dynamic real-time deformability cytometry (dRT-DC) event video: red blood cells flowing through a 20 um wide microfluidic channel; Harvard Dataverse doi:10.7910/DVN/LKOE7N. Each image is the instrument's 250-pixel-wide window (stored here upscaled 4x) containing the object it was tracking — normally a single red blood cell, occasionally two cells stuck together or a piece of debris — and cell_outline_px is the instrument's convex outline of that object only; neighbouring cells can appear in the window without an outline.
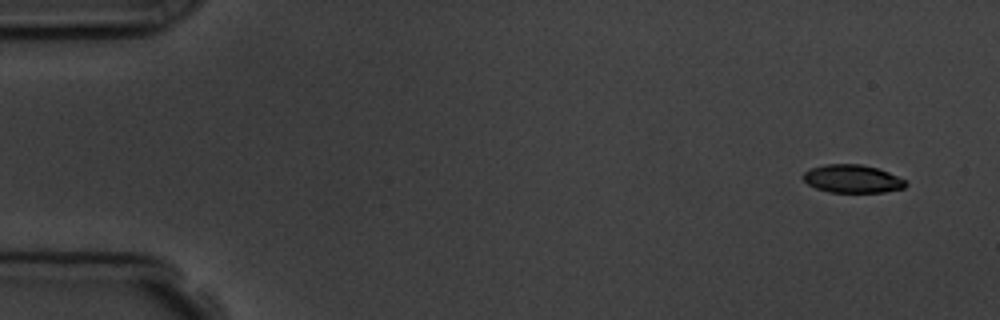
{"species": "common noctule bat (a hibernating species)", "species_latin": "Nyctalus noctula", "temperature_condition": "room temperature", "stored_images_in_passage": 11, "camera_frame_rate_fps": 3000, "um_per_image_px": 0.085, "animal": {"sex": "male", "body_mass_g": 19.5, "forearm_length_mm": 54.6}, "frame": {"image": 1, "passage_image": 1, "time_ms": 0.0, "image_size_px": [1000, 320], "cell_outline_px": [[908, 184], [904, 188], [884, 192], [828, 192], [816, 188], [808, 184], [804, 180], [804, 172], [812, 168], [824, 164], [860, 164], [876, 168], [888, 172], [908, 180]], "centroid_in_image_um": [72.49, 15.2], "position_along_channel_um": 12.5, "area_um2": 16.76}}
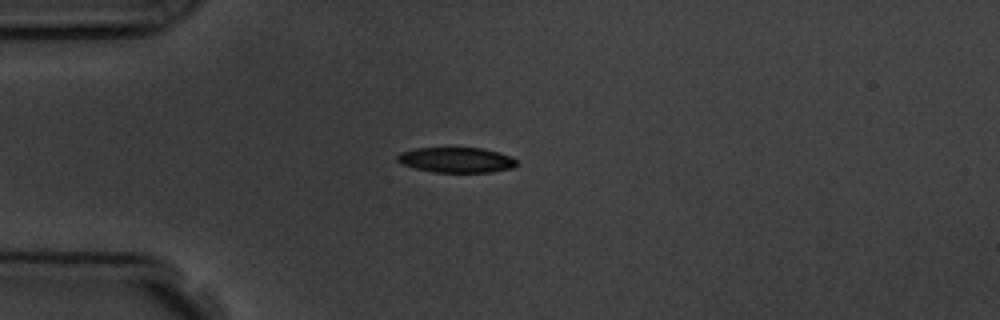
{"frame": {"image": 2, "passage_image": 4, "time_ms": 3.667, "image_size_px": [1000, 320], "cell_outline_px": [[516, 164], [512, 168], [492, 172], [432, 172], [400, 164], [396, 160], [396, 156], [400, 152], [412, 148], [484, 148], [508, 156], [516, 160]], "centroid_in_image_um": [38.71, 13.59], "position_along_channel_um": 46.3, "area_um2": 17.51}}
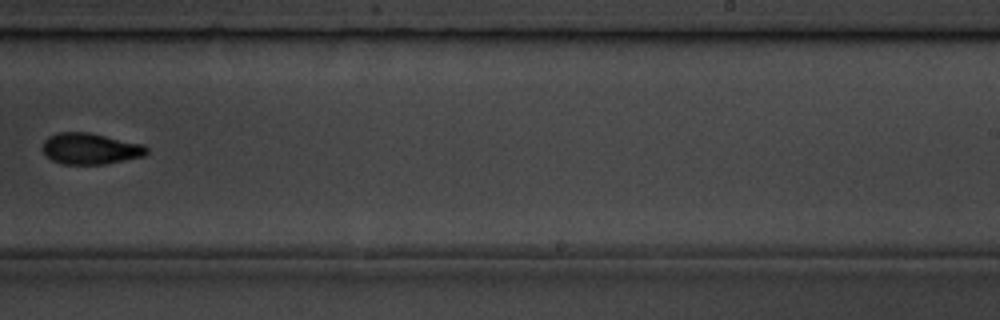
{"frame": {"image": 3, "passage_image": 10, "time_ms": 10.333, "image_size_px": [1000, 320], "cell_outline_px": [[148, 152], [144, 156], [104, 164], [60, 164], [52, 160], [44, 152], [44, 140], [48, 136], [56, 132], [92, 132], [144, 144], [148, 148]], "centroid_in_image_um": [7.7, 12.62], "position_along_channel_um": 281.3, "area_um2": 19.07}}